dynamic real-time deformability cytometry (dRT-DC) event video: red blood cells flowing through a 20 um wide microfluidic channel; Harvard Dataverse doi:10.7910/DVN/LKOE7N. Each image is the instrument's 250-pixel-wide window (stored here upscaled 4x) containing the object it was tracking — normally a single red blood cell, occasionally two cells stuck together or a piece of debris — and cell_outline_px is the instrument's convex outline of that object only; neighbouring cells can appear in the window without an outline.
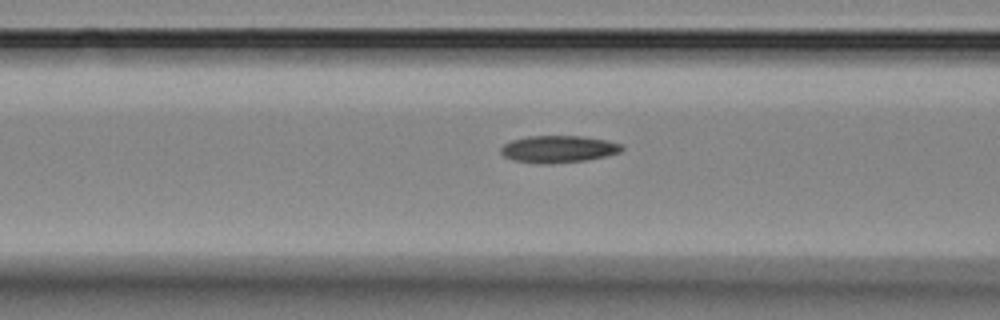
{"species": "Egyptian fruit bat (a non-hibernating species)", "species_latin": "Rousettus aegyptiacus", "temperature_condition": "room temperature", "stored_images_in_passage": 6, "camera_frame_rate_fps": 3000, "um_per_image_px": 0.085, "animal": {"sex": "female"}, "frame": {"image": 1, "passage_image": 4, "time_ms": 4.333, "image_size_px": [1000, 320], "cell_outline_px": [[624, 148], [620, 152], [588, 160], [548, 164], [540, 164], [512, 160], [504, 156], [500, 152], [500, 148], [504, 144], [512, 140], [528, 136], [580, 136], [608, 140], [624, 144]], "centroid_in_image_um": [47.47, 12.67], "position_along_channel_um": 119.1, "area_um2": 19.25}}
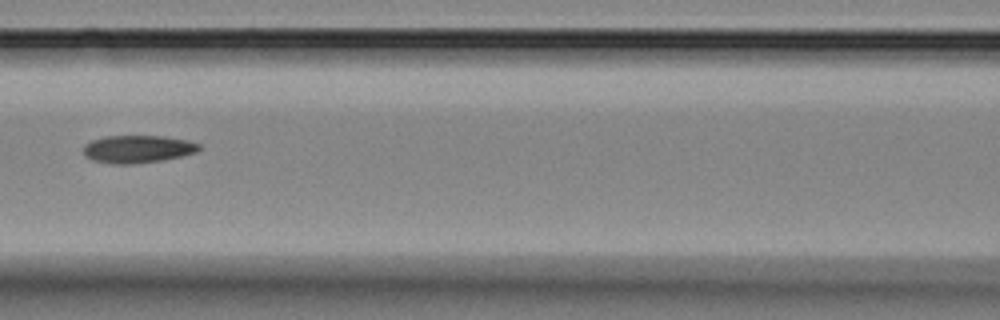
{"frame": {"image": 2, "passage_image": 5, "time_ms": 5.333, "image_size_px": [1000, 320], "cell_outline_px": [[200, 148], [196, 152], [164, 160], [132, 164], [112, 164], [92, 160], [84, 156], [84, 144], [92, 140], [104, 136], [164, 136], [188, 140], [200, 144]], "centroid_in_image_um": [11.68, 12.67], "position_along_channel_um": 154.9, "area_um2": 18.73}}
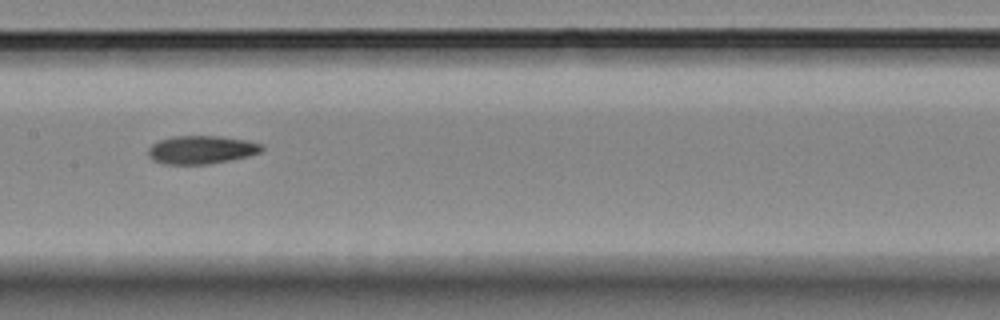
{"frame": {"image": 3, "passage_image": 6, "time_ms": 6.333, "image_size_px": [1000, 320], "cell_outline_px": [[264, 148], [260, 152], [248, 156], [208, 164], [164, 164], [152, 160], [148, 156], [148, 148], [152, 144], [160, 140], [172, 136], [220, 136], [248, 140], [260, 144]], "centroid_in_image_um": [17.09, 12.72], "position_along_channel_um": 190.3, "area_um2": 18.67}}